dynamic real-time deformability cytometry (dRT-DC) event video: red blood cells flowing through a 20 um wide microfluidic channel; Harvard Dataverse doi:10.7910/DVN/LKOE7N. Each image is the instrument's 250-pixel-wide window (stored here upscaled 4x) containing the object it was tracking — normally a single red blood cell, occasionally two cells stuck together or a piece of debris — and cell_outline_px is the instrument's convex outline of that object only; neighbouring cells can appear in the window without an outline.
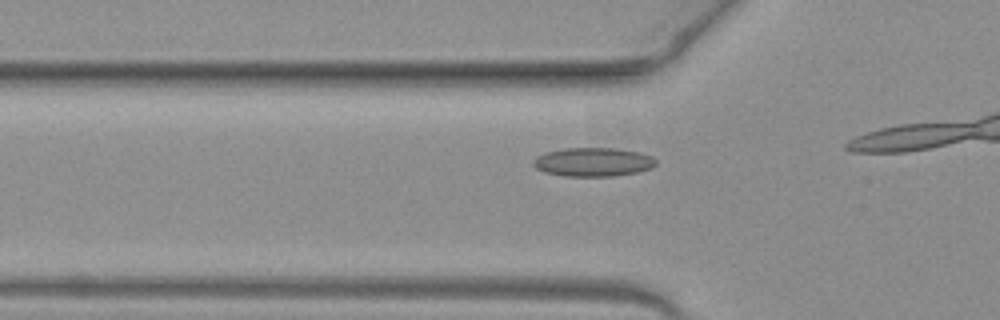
{"species": "common noctule bat (a hibernating species)", "species_latin": "Nyctalus noctula", "temperature_condition": "warm", "stored_images_in_passage": 18, "camera_frame_rate_fps": 3000, "um_per_image_px": 0.085, "animal": {"sex": "female", "body_mass_g": 19.3, "forearm_length_mm": 54.1}, "frame": {"image": 1, "passage_image": 13, "time_ms": 4.0, "image_size_px": [1000, 320], "cell_outline_px": [[656, 164], [652, 168], [636, 172], [612, 176], [564, 176], [544, 172], [536, 168], [532, 164], [532, 160], [536, 156], [544, 152], [564, 148], [616, 148], [640, 152], [652, 156], [656, 160]], "centroid_in_image_um": [50.39, 13.76], "position_along_channel_um": 75.4, "area_um2": 20.75}}
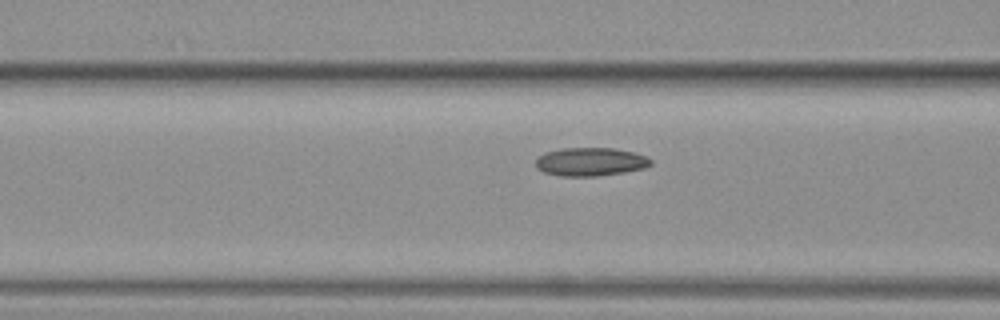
{"frame": {"image": 2, "passage_image": 16, "time_ms": 5.0, "image_size_px": [1000, 320], "cell_outline_px": [[652, 164], [644, 168], [624, 172], [596, 176], [560, 176], [544, 172], [536, 168], [536, 160], [544, 152], [560, 148], [612, 148], [632, 152], [648, 156], [652, 160]], "centroid_in_image_um": [50.19, 13.75], "position_along_channel_um": 116.4, "area_um2": 19.07}}